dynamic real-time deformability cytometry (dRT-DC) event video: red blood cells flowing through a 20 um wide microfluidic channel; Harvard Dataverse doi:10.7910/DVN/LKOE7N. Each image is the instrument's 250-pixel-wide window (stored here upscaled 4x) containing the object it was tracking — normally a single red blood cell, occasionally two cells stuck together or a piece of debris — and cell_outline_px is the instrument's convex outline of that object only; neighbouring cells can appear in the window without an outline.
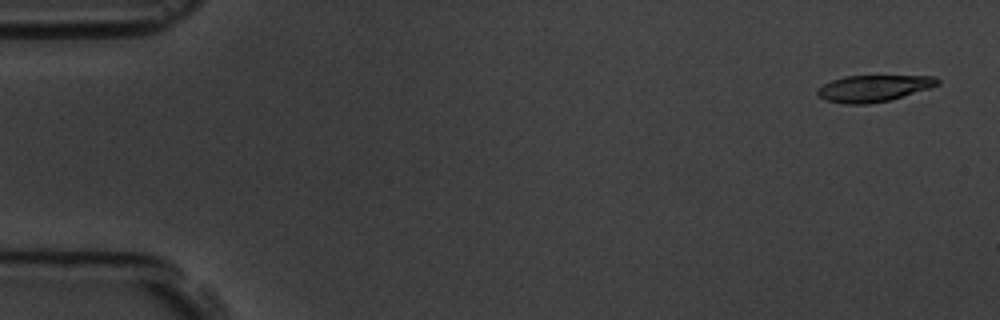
{"species": "common noctule bat (a hibernating species)", "species_latin": "Nyctalus noctula", "temperature_condition": "room temperature", "stored_images_in_passage": 5, "camera_frame_rate_fps": 3000, "um_per_image_px": 0.085, "animal": {"sex": "male", "body_mass_g": 19.5, "forearm_length_mm": 54.6}, "frame": {"image": 1, "passage_image": 1, "time_ms": 0.0, "image_size_px": [1000, 320], "cell_outline_px": [[940, 84], [928, 88], [888, 100], [868, 104], [844, 104], [828, 100], [820, 96], [816, 92], [816, 88], [832, 80], [844, 76], [936, 76], [940, 80]], "centroid_in_image_um": [74.23, 7.5], "position_along_channel_um": 10.8, "area_um2": 18.32}}
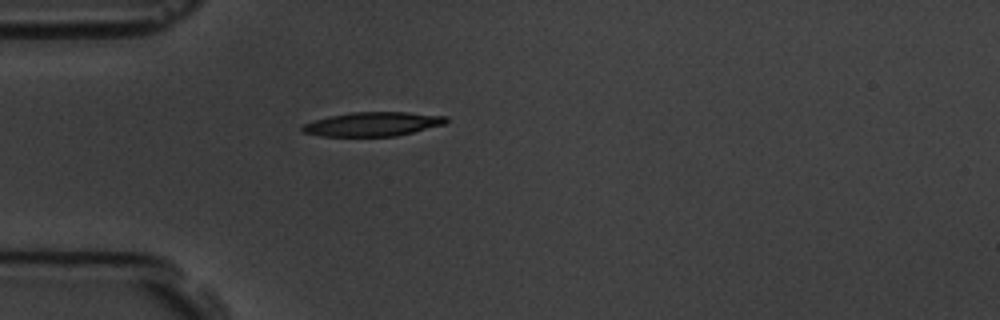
{"frame": {"image": 2, "passage_image": 5, "time_ms": 4.667, "image_size_px": [1000, 320], "cell_outline_px": [[448, 120], [444, 124], [396, 136], [320, 136], [300, 132], [300, 128], [304, 124], [328, 116], [352, 112], [408, 112], [448, 116]], "centroid_in_image_um": [31.66, 10.54], "position_along_channel_um": 53.3, "area_um2": 20.17}}